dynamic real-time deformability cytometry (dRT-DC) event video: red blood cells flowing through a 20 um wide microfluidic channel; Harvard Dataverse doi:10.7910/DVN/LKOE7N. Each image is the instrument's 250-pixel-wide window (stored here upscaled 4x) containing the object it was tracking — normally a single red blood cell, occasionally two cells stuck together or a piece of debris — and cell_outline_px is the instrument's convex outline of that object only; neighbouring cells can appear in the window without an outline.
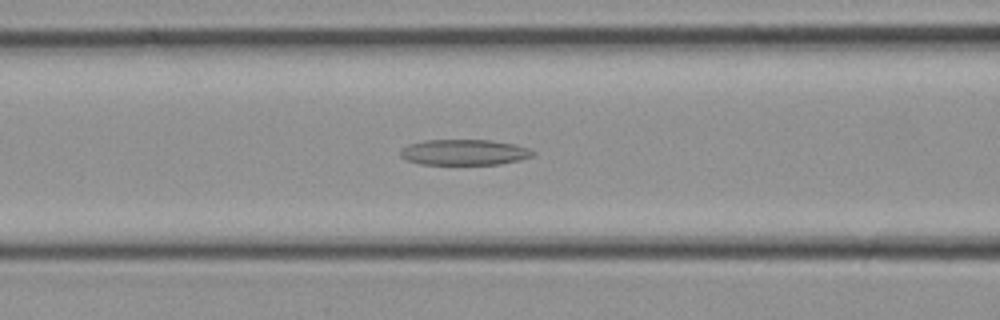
{"species": "common noctule bat (a hibernating species)", "species_latin": "Nyctalus noctula", "temperature_condition": "cold", "stored_images_in_passage": 25, "camera_frame_rate_fps": 3000, "um_per_image_px": 0.085, "animal": {"sex": "female", "body_mass_g": 21.9}, "frame": {"image": 1, "passage_image": 9, "time_ms": 2.667, "image_size_px": [1000, 320], "cell_outline_px": [[536, 156], [520, 160], [500, 164], [420, 164], [404, 160], [400, 156], [400, 148], [408, 144], [424, 140], [492, 140], [516, 144], [528, 148], [536, 152]], "centroid_in_image_um": [39.47, 12.94], "position_along_channel_um": 127.1, "area_um2": 20.17}}
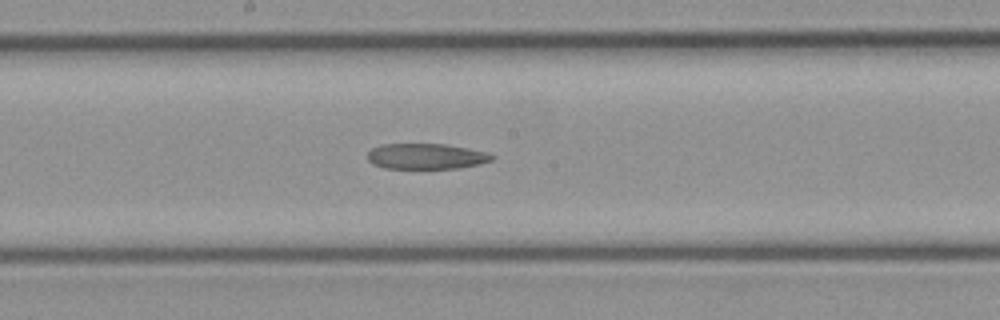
{"frame": {"image": 2, "passage_image": 13, "time_ms": 4.0, "image_size_px": [1000, 320], "cell_outline_px": [[496, 156], [492, 160], [480, 164], [456, 168], [384, 168], [372, 164], [368, 160], [368, 152], [372, 148], [384, 144], [444, 144], [468, 148], [484, 152]], "centroid_in_image_um": [36.21, 13.29], "position_along_channel_um": 212.0, "area_um2": 18.44}}
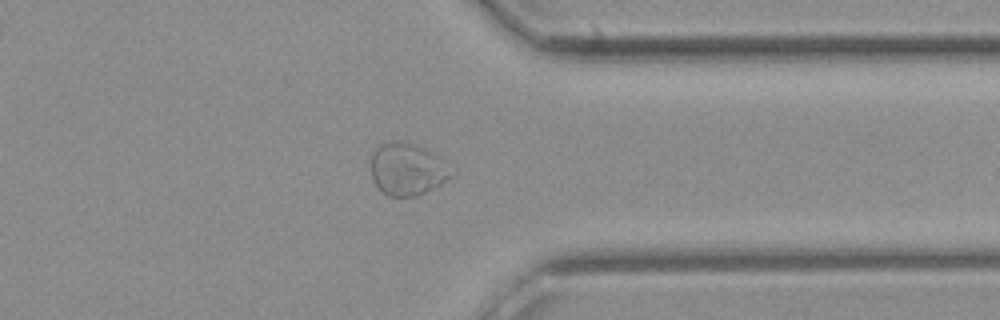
{"frame": {"image": 3, "passage_image": 21, "time_ms": 6.667, "image_size_px": [1000, 320], "cell_outline_px": [[456, 172], [452, 176], [440, 184], [416, 196], [388, 196], [372, 180], [372, 152], [380, 144], [392, 140], [412, 144], [424, 148], [440, 156]], "centroid_in_image_um": [34.65, 14.37], "position_along_channel_um": 376.8, "area_um2": 24.39}}